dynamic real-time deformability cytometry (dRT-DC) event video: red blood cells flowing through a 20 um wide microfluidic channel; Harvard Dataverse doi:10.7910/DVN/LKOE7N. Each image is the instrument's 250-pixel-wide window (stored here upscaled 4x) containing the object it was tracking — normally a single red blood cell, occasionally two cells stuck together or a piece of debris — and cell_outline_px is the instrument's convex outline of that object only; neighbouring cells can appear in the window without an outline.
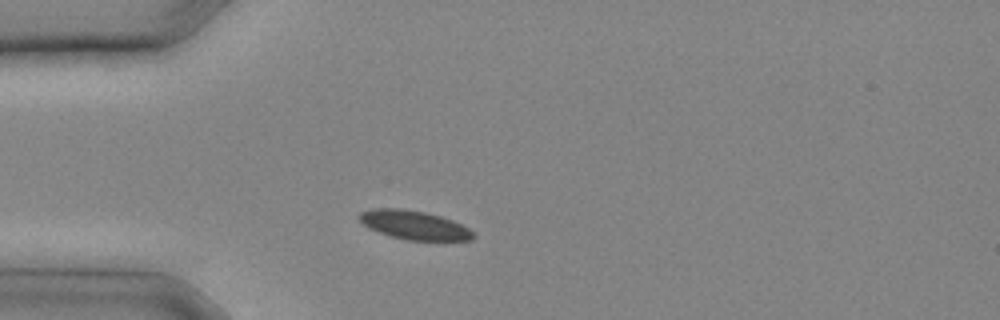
{"species": "common noctule bat (a hibernating species)", "species_latin": "Nyctalus noctula", "temperature_condition": "cold", "stored_images_in_passage": 21, "camera_frame_rate_fps": 3000, "um_per_image_px": 0.085, "animal": {"sex": "male", "body_mass_g": 20.4}, "frame": {"image": 1, "passage_image": 3, "time_ms": 0.667, "image_size_px": [1000, 320], "cell_outline_px": [[476, 236], [472, 240], [408, 240], [392, 236], [368, 228], [360, 220], [360, 212], [372, 208], [400, 208], [424, 212], [440, 216], [452, 220], [468, 228]], "centroid_in_image_um": [35.21, 19.12], "position_along_channel_um": 49.8, "area_um2": 18.9}}
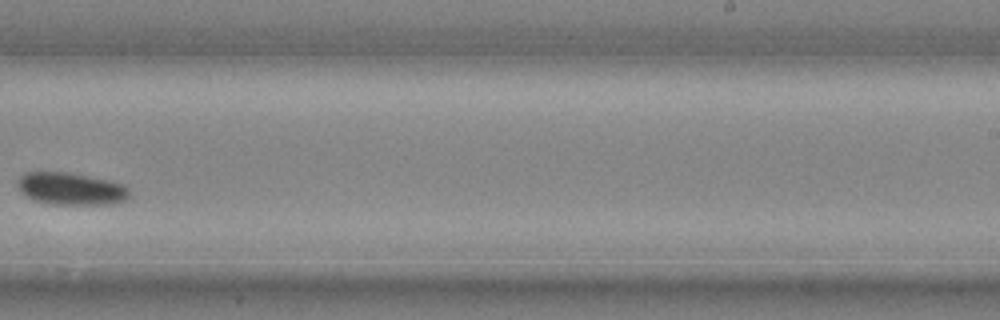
{"frame": {"image": 2, "passage_image": 13, "time_ms": 4.0, "image_size_px": [1000, 320], "cell_outline_px": [[128, 196], [124, 200], [116, 204], [56, 204], [32, 200], [20, 188], [20, 176], [24, 172], [68, 172], [108, 180], [120, 184], [128, 188]], "centroid_in_image_um": [6.06, 16.04], "position_along_channel_um": 282.9, "area_um2": 20.58}}
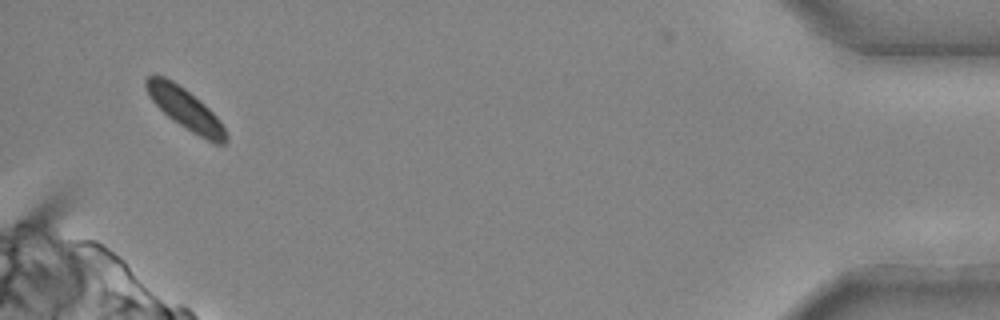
{"frame": {"image": 3, "passage_image": 21, "time_ms": 6.667, "image_size_px": [1000, 320], "cell_outline_px": [[228, 140], [224, 144], [216, 144], [192, 132], [172, 120], [148, 96], [144, 84], [144, 80], [148, 76], [164, 76], [172, 80], [184, 88], [200, 100], [220, 120], [228, 136]], "centroid_in_image_um": [15.75, 9.25], "position_along_channel_um": 419.4, "area_um2": 18.9}}